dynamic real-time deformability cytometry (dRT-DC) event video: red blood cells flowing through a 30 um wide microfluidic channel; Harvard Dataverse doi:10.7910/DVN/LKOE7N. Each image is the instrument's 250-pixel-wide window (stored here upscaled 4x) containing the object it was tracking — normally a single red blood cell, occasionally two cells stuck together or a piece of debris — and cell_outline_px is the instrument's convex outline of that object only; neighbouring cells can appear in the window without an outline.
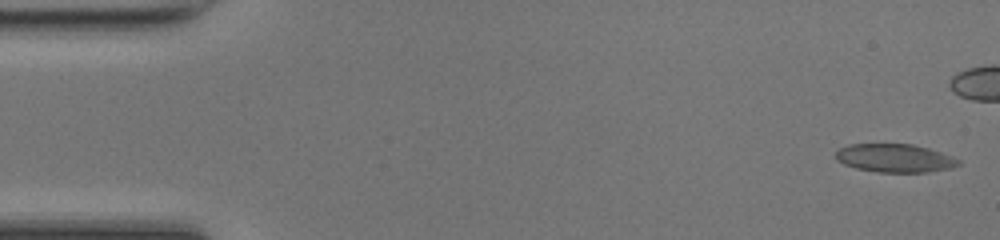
{"species": "common noctule bat (a hibernating species)", "species_latin": "Nyctalus noctula", "temperature_condition": "room temperature", "stored_images_in_passage": 38, "camera_frame_rate_fps": 3000, "um_per_image_px": 0.085, "animal": {"sex": "female", "body_mass_g": 17.0, "forearm_length_mm": 48.0}, "frame": {"image": 1, "passage_image": 1, "time_ms": 0.0, "image_size_px": [1000, 240], "cell_outline_px": [[960, 164], [952, 168], [928, 172], [876, 172], [856, 168], [844, 164], [836, 160], [836, 152], [840, 148], [848, 144], [912, 144], [928, 148], [952, 156], [960, 160]], "centroid_in_image_um": [76.06, 13.44], "position_along_channel_um": 8.9, "area_um2": 20.29}}
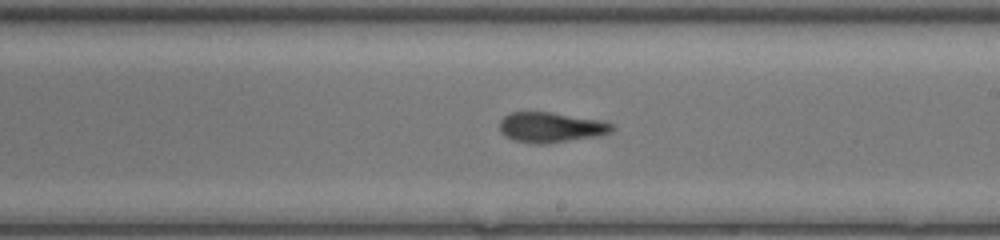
{"frame": {"image": 2, "passage_image": 27, "time_ms": 8.667, "image_size_px": [1000, 240], "cell_outline_px": [[612, 128], [608, 132], [600, 136], [544, 144], [536, 144], [512, 140], [504, 136], [500, 132], [500, 120], [504, 116], [512, 112], [552, 112], [600, 120], [612, 124]], "centroid_in_image_um": [46.77, 10.83], "position_along_channel_um": 242.2, "area_um2": 19.77}}
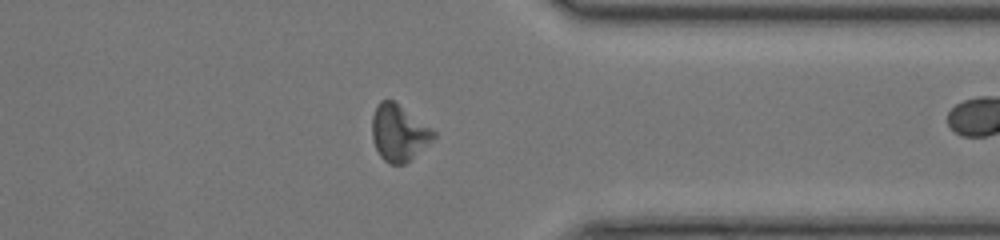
{"frame": {"image": 3, "passage_image": 37, "time_ms": 12.0, "image_size_px": [1000, 240], "cell_outline_px": [[436, 136], [432, 140], [404, 164], [388, 164], [380, 156], [372, 140], [372, 116], [376, 104], [380, 100], [392, 100], [432, 128], [436, 132]], "centroid_in_image_um": [33.87, 11.28], "position_along_channel_um": 377.5, "area_um2": 20.0}}